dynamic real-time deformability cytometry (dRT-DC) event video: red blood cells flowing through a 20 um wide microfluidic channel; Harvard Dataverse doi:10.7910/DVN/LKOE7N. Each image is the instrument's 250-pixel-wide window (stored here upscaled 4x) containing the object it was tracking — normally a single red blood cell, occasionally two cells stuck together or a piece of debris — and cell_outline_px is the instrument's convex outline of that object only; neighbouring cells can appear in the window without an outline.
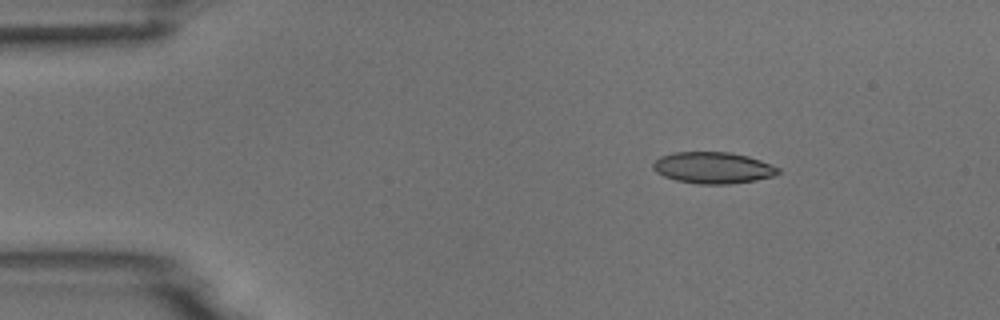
{"species": "common noctule bat (a hibernating species)", "species_latin": "Nyctalus noctula", "temperature_condition": "room temperature", "stored_images_in_passage": 5, "camera_frame_rate_fps": 3000, "um_per_image_px": 0.085, "animal": {"sex": "male", "body_mass_g": 18.8}, "frame": {"image": 1, "passage_image": 3, "time_ms": 2.333, "image_size_px": [1000, 320], "cell_outline_px": [[780, 172], [772, 176], [756, 180], [728, 184], [696, 184], [676, 180], [664, 176], [656, 172], [652, 168], [652, 164], [660, 156], [672, 152], [728, 152], [748, 156], [760, 160], [780, 168]], "centroid_in_image_um": [60.58, 14.26], "position_along_channel_um": 24.4, "area_um2": 22.95}}